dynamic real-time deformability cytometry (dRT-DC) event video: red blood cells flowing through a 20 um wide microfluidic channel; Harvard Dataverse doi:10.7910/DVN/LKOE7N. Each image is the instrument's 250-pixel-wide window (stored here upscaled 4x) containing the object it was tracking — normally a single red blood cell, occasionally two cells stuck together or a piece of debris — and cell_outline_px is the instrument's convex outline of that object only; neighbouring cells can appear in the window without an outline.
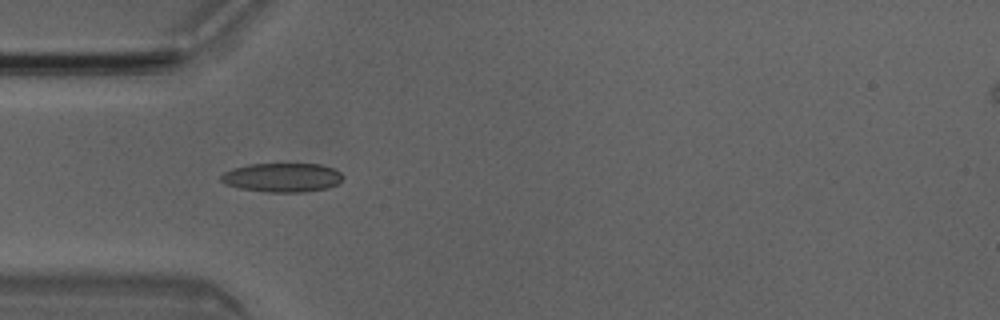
{"species": "Egyptian fruit bat (a non-hibernating species)", "species_latin": "Rousettus aegyptiacus", "temperature_condition": "room temperature", "stored_images_in_passage": 5, "camera_frame_rate_fps": 3000, "um_per_image_px": 0.085, "animal": {"sex": "male"}, "frame": {"image": 1, "passage_image": 4, "time_ms": 1.0, "image_size_px": [1000, 320], "cell_outline_px": [[344, 176], [336, 184], [328, 188], [304, 192], [268, 192], [240, 188], [224, 184], [220, 180], [220, 176], [224, 172], [232, 168], [248, 164], [320, 164], [332, 168], [340, 172]], "centroid_in_image_um": [23.96, 15.08], "position_along_channel_um": 61.0, "area_um2": 20.63}}